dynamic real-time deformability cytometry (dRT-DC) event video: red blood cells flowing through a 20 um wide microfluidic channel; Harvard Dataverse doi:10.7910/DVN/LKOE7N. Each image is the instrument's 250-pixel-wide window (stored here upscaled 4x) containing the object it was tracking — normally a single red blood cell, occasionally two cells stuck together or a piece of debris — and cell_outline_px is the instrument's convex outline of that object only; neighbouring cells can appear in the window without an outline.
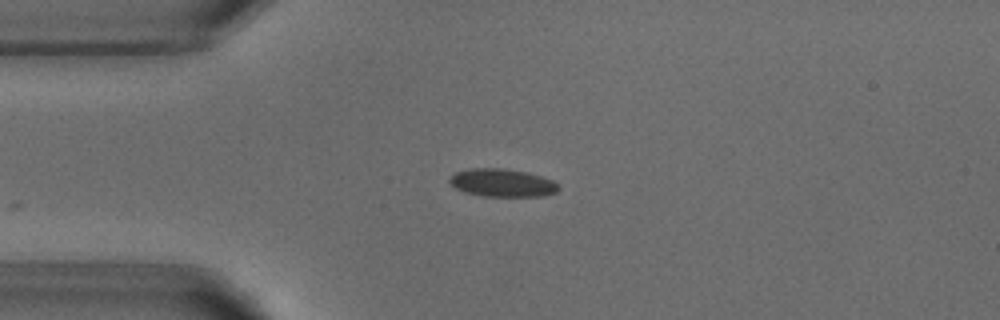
{"species": "common noctule bat (a hibernating species)", "species_latin": "Nyctalus noctula", "temperature_condition": "warm", "stored_images_in_passage": 19, "camera_frame_rate_fps": 3000, "um_per_image_px": 0.085, "animal": {"sex": "male", "body_mass_g": 18.8}, "frame": {"image": 1, "passage_image": 1, "time_ms": 0.0, "image_size_px": [1000, 320], "cell_outline_px": [[560, 188], [556, 192], [544, 196], [484, 196], [464, 192], [456, 188], [448, 180], [456, 172], [468, 168], [504, 168], [528, 172], [552, 180]], "centroid_in_image_um": [42.69, 15.53], "position_along_channel_um": 42.3, "area_um2": 17.69}}
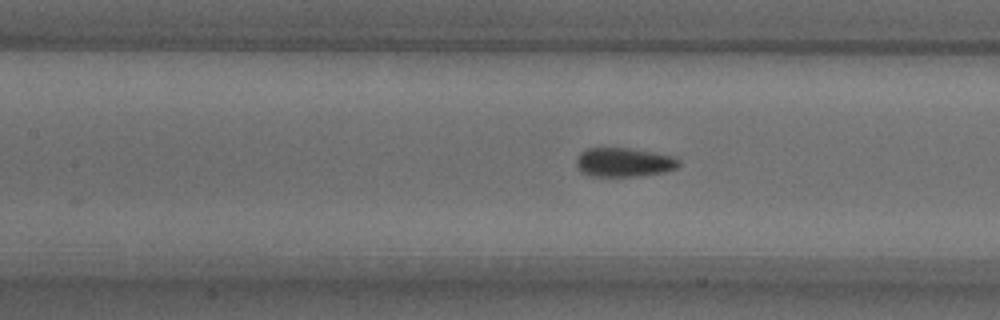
{"frame": {"image": 2, "passage_image": 11, "time_ms": 3.333, "image_size_px": [1000, 320], "cell_outline_px": [[680, 164], [676, 168], [664, 172], [636, 176], [592, 176], [580, 172], [576, 168], [576, 156], [580, 152], [588, 148], [628, 148], [652, 152], [672, 156], [680, 160]], "centroid_in_image_um": [52.98, 13.79], "position_along_channel_um": 154.4, "area_um2": 17.4}}
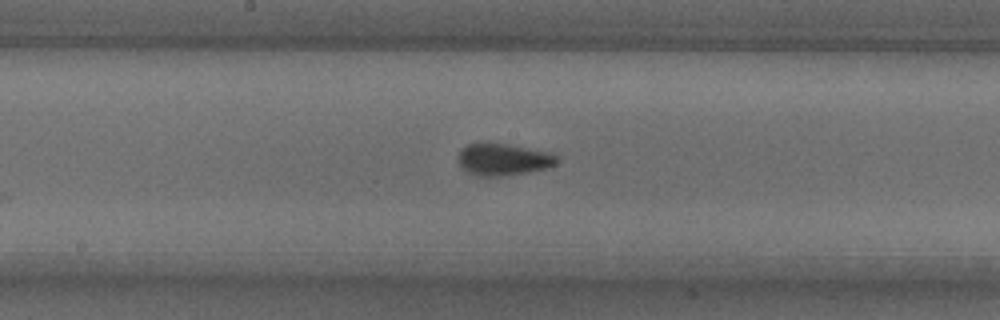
{"frame": {"image": 3, "passage_image": 15, "time_ms": 4.667, "image_size_px": [1000, 320], "cell_outline_px": [[560, 160], [556, 164], [548, 168], [528, 172], [500, 176], [476, 176], [468, 172], [460, 164], [456, 156], [460, 148], [468, 144], [480, 140], [488, 140], [552, 152], [560, 156]], "centroid_in_image_um": [42.78, 13.5], "position_along_channel_um": 205.4, "area_um2": 19.31}}